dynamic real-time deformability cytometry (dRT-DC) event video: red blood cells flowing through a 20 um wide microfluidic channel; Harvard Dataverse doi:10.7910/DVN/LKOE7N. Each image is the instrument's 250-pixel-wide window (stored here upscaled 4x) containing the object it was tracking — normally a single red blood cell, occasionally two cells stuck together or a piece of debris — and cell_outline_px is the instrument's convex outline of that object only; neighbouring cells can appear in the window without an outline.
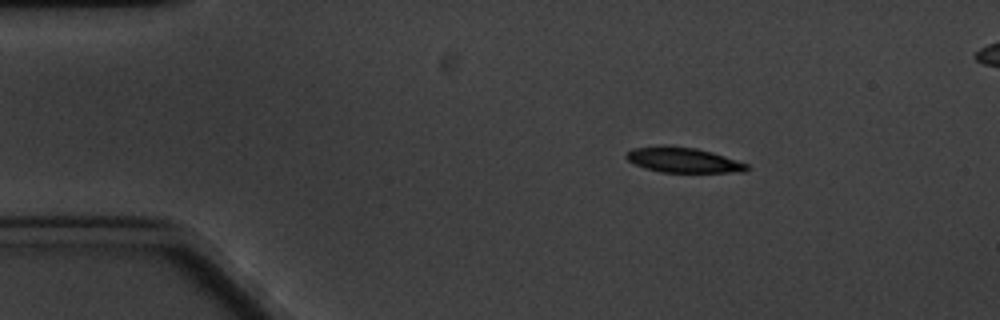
{"species": "common noctule bat (a hibernating species)", "species_latin": "Nyctalus noctula", "temperature_condition": "cold", "stored_images_in_passage": 5, "camera_frame_rate_fps": 3000, "um_per_image_px": 0.085, "animal": {"sex": "male", "body_mass_g": 20.1, "forearm_length_mm": 53.5}, "frame": {"image": 1, "passage_image": 2, "time_ms": 1.333, "image_size_px": [1000, 320], "cell_outline_px": [[748, 168], [744, 172], [660, 172], [644, 168], [628, 160], [624, 156], [632, 148], [696, 148], [712, 152], [748, 164]], "centroid_in_image_um": [58.12, 13.65], "position_along_channel_um": 26.9, "area_um2": 16.82}}